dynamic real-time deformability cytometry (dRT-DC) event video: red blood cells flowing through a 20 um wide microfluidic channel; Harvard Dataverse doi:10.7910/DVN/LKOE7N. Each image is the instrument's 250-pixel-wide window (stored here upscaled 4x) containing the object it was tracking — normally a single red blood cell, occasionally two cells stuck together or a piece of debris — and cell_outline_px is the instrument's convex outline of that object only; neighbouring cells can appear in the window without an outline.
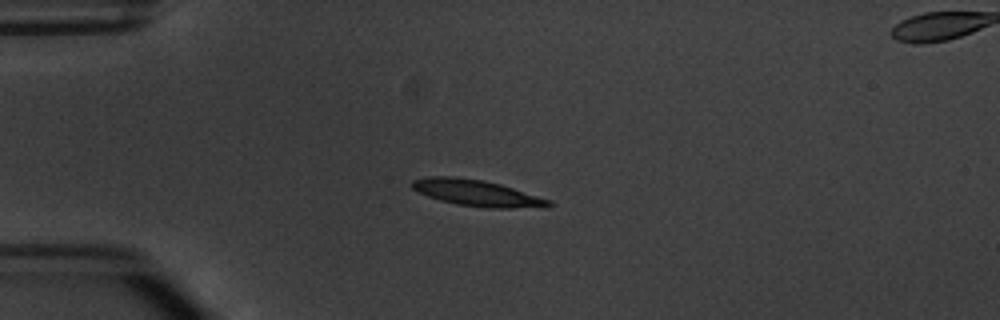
{"species": "common noctule bat (a hibernating species)", "species_latin": "Nyctalus noctula", "temperature_condition": "warm", "stored_images_in_passage": 4, "camera_frame_rate_fps": 3000, "um_per_image_px": 0.085, "animal": {"sex": "male", "body_mass_g": 20.1, "forearm_length_mm": 53.5}, "frame": {"image": 1, "passage_image": 3, "time_ms": 3.0, "image_size_px": [1000, 320], "cell_outline_px": [[556, 204], [548, 208], [488, 208], [456, 204], [440, 200], [428, 196], [412, 188], [412, 180], [428, 176], [452, 176], [484, 180], [500, 184], [552, 200]], "centroid_in_image_um": [40.63, 16.42], "position_along_channel_um": 44.4, "area_um2": 21.15}}